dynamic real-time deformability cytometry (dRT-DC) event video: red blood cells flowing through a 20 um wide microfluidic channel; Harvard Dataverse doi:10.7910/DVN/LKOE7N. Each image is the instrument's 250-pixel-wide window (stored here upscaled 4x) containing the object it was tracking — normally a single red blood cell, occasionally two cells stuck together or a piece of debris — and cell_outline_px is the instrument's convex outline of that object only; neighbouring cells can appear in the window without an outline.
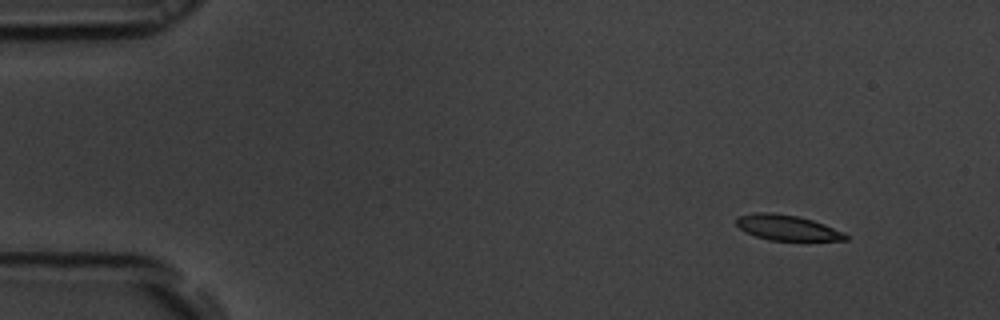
{"species": "common noctule bat (a hibernating species)", "species_latin": "Nyctalus noctula", "temperature_condition": "room temperature", "stored_images_in_passage": 51, "camera_frame_rate_fps": 3000, "um_per_image_px": 0.085, "animal": {"sex": "male", "body_mass_g": 19.5, "forearm_length_mm": 54.6}, "frame": {"image": 1, "passage_image": 1, "time_ms": 0.0, "image_size_px": [1000, 320], "cell_outline_px": [[848, 240], [768, 240], [744, 232], [736, 224], [736, 220], [740, 216], [756, 212], [772, 212], [796, 216], [812, 220], [824, 224], [844, 232], [848, 236]], "centroid_in_image_um": [66.9, 19.35], "position_along_channel_um": 18.1, "area_um2": 16.01}}
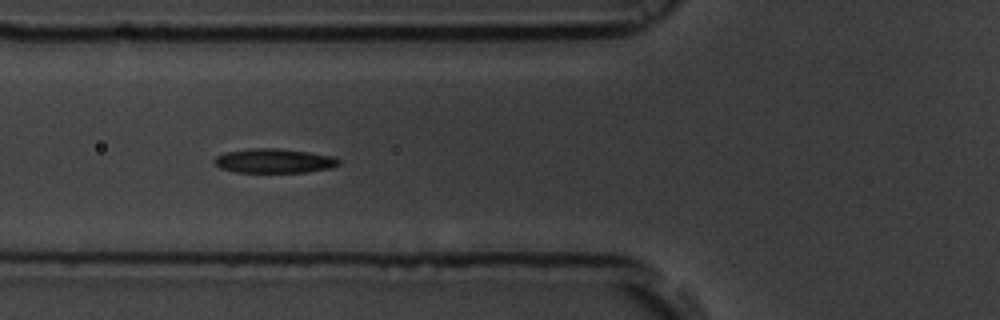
{"frame": {"image": 2, "passage_image": 16, "time_ms": 5.0, "image_size_px": [1000, 320], "cell_outline_px": [[340, 164], [328, 168], [308, 172], [236, 172], [220, 168], [212, 160], [216, 156], [224, 152], [248, 148], [276, 148], [308, 152], [332, 156], [340, 160]], "centroid_in_image_um": [23.25, 13.66], "position_along_channel_um": 102.5, "area_um2": 17.63}}
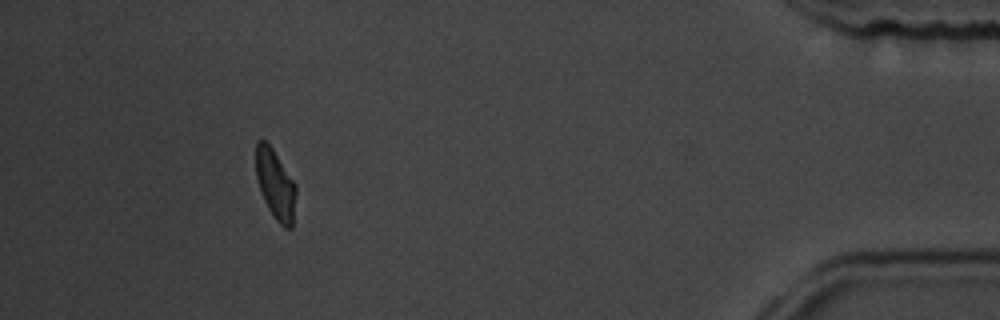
{"frame": {"image": 3, "passage_image": 46, "time_ms": 15.0, "image_size_px": [1000, 320], "cell_outline_px": [[296, 192], [292, 228], [284, 228], [276, 220], [268, 208], [264, 200], [256, 176], [256, 140], [264, 140], [272, 148], [296, 184]], "centroid_in_image_um": [23.41, 15.68], "position_along_channel_um": 411.8, "area_um2": 16.13}, "authors_computed_cell_mechanics": {"area_um2": 17.2822, "velocity_mm_per_s": 3.6945, "shape_relaxation_time_tau1_ms": 2.1686, "shape_relaxation_time_tau2_ms": 3.3105, "deformation_change_tau1": 0.1467, "deformation_change_tau2": 0.1073}}